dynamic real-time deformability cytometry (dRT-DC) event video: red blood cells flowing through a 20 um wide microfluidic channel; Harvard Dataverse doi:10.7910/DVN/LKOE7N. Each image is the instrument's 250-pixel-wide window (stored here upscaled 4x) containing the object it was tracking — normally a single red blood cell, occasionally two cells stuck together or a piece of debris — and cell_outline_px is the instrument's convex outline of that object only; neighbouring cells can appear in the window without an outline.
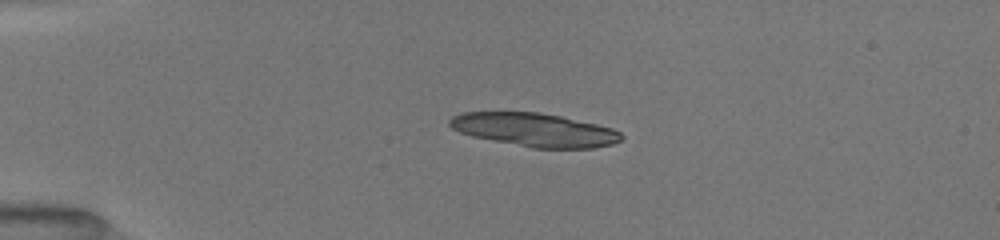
{"species": "common noctule bat (a hibernating species)", "species_latin": "Nyctalus noctula", "temperature_condition": "room temperature", "stored_images_in_passage": 26, "camera_frame_rate_fps": 3000, "um_per_image_px": 0.085, "animal": {"sex": "female", "body_mass_g": 19.5, "forearm_length_mm": 54.1}, "frame": {"image": 1, "passage_image": 2, "time_ms": 0.333, "image_size_px": [1000, 240], "cell_outline_px": [[624, 136], [620, 140], [612, 144], [592, 148], [532, 148], [472, 136], [460, 132], [452, 128], [448, 124], [448, 120], [452, 116], [464, 112], [540, 112], [560, 116], [596, 124], [612, 128], [620, 132]], "centroid_in_image_um": [45.42, 11.03], "position_along_channel_um": 39.6, "area_um2": 33.35}}
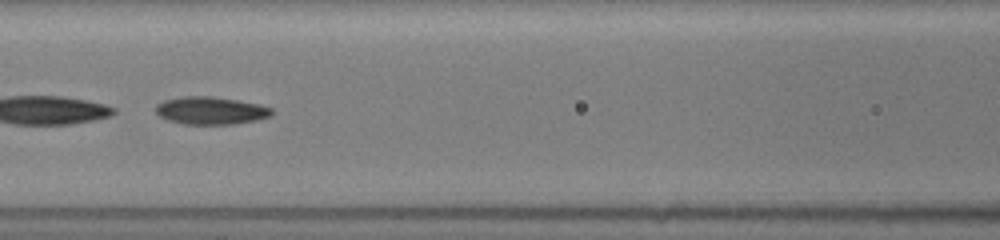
{"frame": {"image": 2, "passage_image": 21, "time_ms": 4.333, "image_size_px": [1000, 240], "cell_outline_px": [[272, 116], [256, 120], [232, 124], [184, 124], [168, 120], [160, 116], [156, 112], [156, 104], [164, 100], [184, 96], [212, 96], [260, 104], [272, 108]], "centroid_in_image_um": [17.92, 9.39], "position_along_channel_um": 148.7, "area_um2": 18.67}}
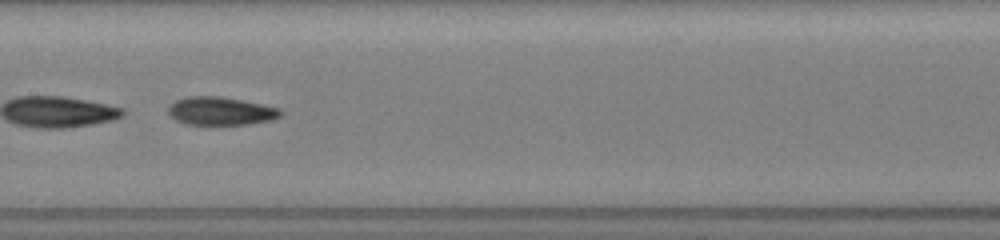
{"frame": {"image": 3, "passage_image": 25, "time_ms": 5.333, "image_size_px": [1000, 240], "cell_outline_px": [[284, 112], [280, 116], [272, 120], [248, 124], [184, 124], [176, 120], [168, 112], [168, 104], [176, 100], [188, 96], [220, 96], [280, 108]], "centroid_in_image_um": [18.75, 9.43], "position_along_channel_um": 188.7, "area_um2": 18.38}}